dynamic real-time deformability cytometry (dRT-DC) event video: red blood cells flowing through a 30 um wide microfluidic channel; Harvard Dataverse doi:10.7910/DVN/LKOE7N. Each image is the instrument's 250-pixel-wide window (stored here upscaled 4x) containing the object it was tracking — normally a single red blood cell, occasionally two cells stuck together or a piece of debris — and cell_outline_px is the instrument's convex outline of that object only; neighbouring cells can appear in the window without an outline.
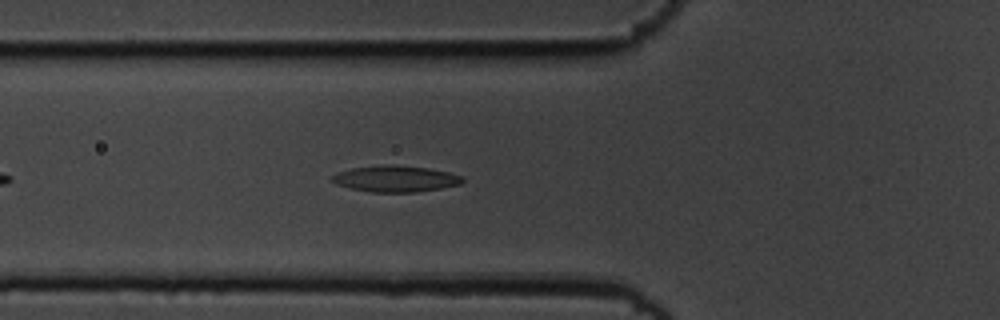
{"species": "common noctule bat (a hibernating species)", "species_latin": "Nyctalus noctula", "temperature_condition": "cold", "stored_images_in_passage": 44, "camera_frame_rate_fps": 3000, "um_per_image_px": 0.085, "animal": {"sex": "male", "body_mass_g": 19.5, "forearm_length_mm": 54.6}, "frame": {"image": 1, "passage_image": 9, "time_ms": 2.667, "image_size_px": [1000, 320], "cell_outline_px": [[464, 180], [460, 184], [440, 188], [416, 192], [372, 192], [348, 188], [336, 184], [328, 180], [336, 172], [352, 168], [380, 164], [392, 164], [428, 168], [448, 172], [464, 176]], "centroid_in_image_um": [33.57, 15.18], "position_along_channel_um": 92.2, "area_um2": 20.23}}
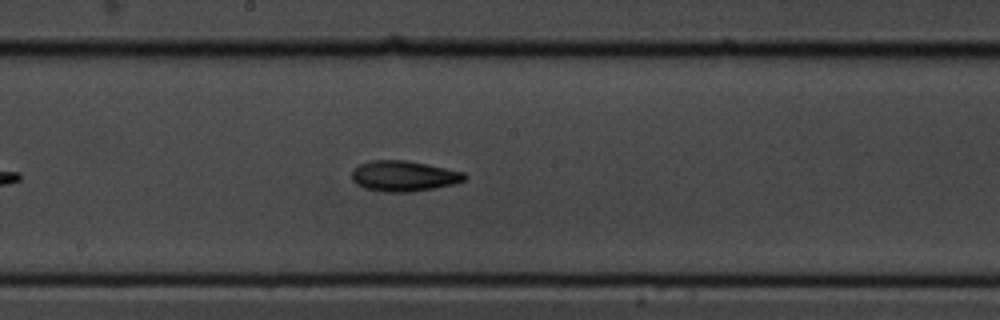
{"frame": {"image": 2, "passage_image": 19, "time_ms": 6.0, "image_size_px": [1000, 320], "cell_outline_px": [[468, 176], [464, 180], [456, 184], [412, 192], [384, 192], [364, 188], [356, 184], [352, 180], [352, 172], [360, 164], [368, 160], [404, 160], [464, 172]], "centroid_in_image_um": [34.31, 14.97], "position_along_channel_um": 213.9, "area_um2": 20.06}}
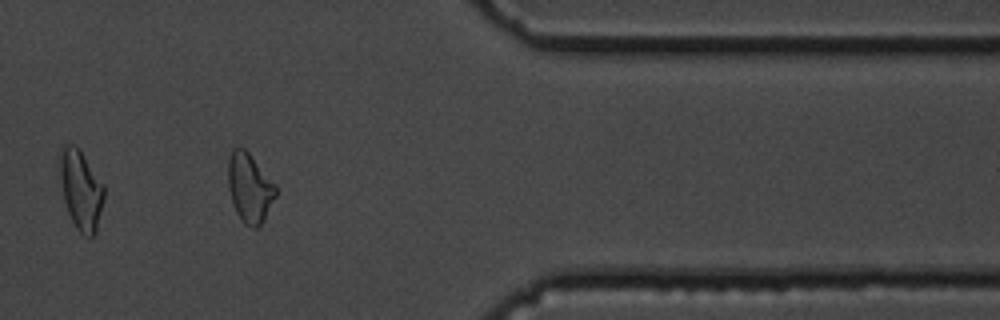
{"frame": {"image": 3, "passage_image": 35, "time_ms": 11.333, "image_size_px": [1000, 320], "cell_outline_px": [[276, 196], [264, 220], [256, 228], [252, 228], [244, 224], [240, 220], [232, 204], [228, 188], [228, 156], [232, 148], [244, 148], [248, 152], [276, 184]], "centroid_in_image_um": [21.2, 15.98], "position_along_channel_um": 390.2, "area_um2": 19.42}, "authors_computed_cell_mechanics": {"area_um2": 19.6231, "velocity_mm_per_s": 3.6386, "shape_relaxation_time_tau1_ms": 4.4665, "shape_relaxation_time_tau2_ms": 9.7561, "deformation_change_tau1": 0.1433, "deformation_change_tau2": 0.2041}}